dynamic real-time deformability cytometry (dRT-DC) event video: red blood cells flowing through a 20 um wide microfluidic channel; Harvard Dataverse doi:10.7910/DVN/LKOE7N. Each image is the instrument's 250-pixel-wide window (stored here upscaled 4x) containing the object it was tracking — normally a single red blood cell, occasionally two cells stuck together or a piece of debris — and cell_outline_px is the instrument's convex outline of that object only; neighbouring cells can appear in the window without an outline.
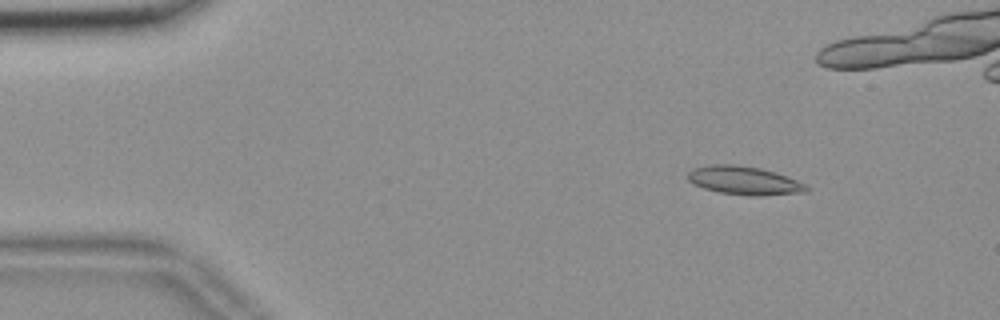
{"species": "common noctule bat (a hibernating species)", "species_latin": "Nyctalus noctula", "temperature_condition": "room temperature", "stored_images_in_passage": 50, "camera_frame_rate_fps": 3000, "um_per_image_px": 0.085, "animal": {"sex": "female", "body_mass_g": 18.4}, "frame": {"image": 1, "passage_image": 1, "time_ms": 0.0, "image_size_px": [1000, 320], "cell_outline_px": [[812, 188], [808, 192], [760, 196], [748, 196], [720, 192], [704, 188], [692, 184], [688, 180], [688, 172], [692, 168], [708, 164], [732, 164], [760, 168], [776, 172], [808, 184]], "centroid_in_image_um": [63.3, 15.35], "position_along_channel_um": 21.7, "area_um2": 20.06}}
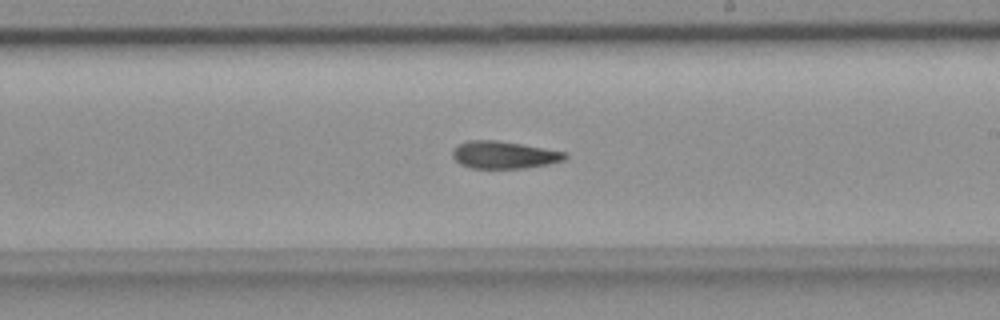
{"frame": {"image": 2, "passage_image": 26, "time_ms": 8.333, "image_size_px": [1000, 320], "cell_outline_px": [[568, 156], [564, 160], [548, 164], [524, 168], [468, 168], [460, 164], [452, 156], [452, 152], [460, 144], [468, 140], [496, 140], [520, 144], [564, 152]], "centroid_in_image_um": [42.81, 13.17], "position_along_channel_um": 246.2, "area_um2": 17.69}}
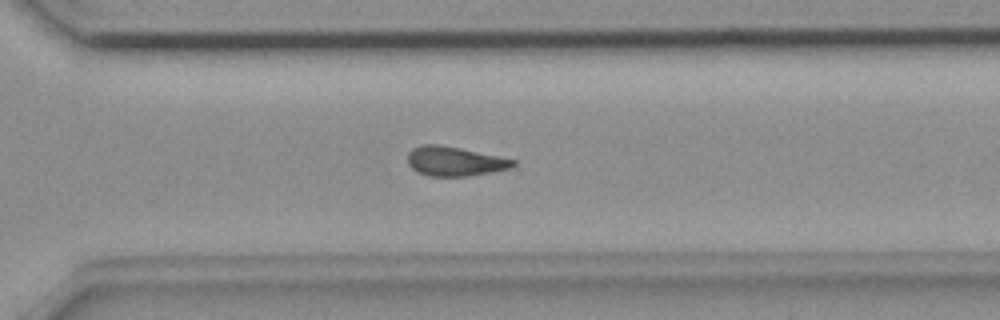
{"frame": {"image": 3, "passage_image": 33, "time_ms": 10.667, "image_size_px": [1000, 320], "cell_outline_px": [[516, 164], [512, 168], [468, 176], [428, 176], [416, 172], [408, 164], [408, 152], [412, 148], [420, 144], [440, 144], [460, 148], [516, 160]], "centroid_in_image_um": [38.61, 13.7], "position_along_channel_um": 332.0, "area_um2": 18.15}}